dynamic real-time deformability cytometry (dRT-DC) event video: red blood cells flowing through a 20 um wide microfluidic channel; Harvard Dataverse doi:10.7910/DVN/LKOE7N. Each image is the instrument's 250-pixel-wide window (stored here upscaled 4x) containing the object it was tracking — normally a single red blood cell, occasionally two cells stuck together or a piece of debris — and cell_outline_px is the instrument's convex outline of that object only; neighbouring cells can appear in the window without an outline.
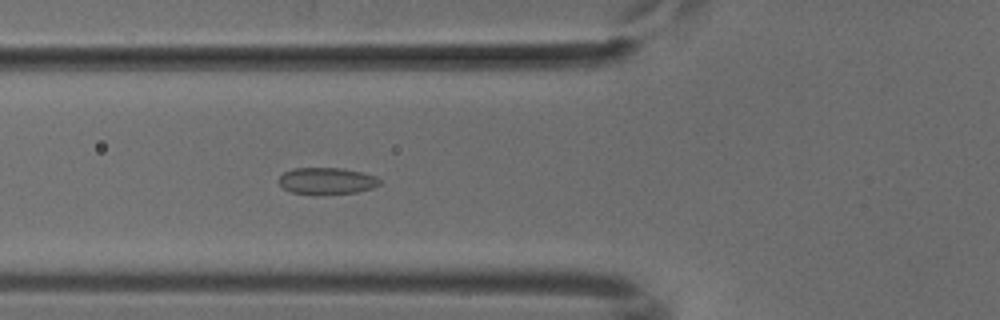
{"species": "common noctule bat (a hibernating species)", "species_latin": "Nyctalus noctula", "temperature_condition": "cold", "stored_images_in_passage": 48, "camera_frame_rate_fps": 3000, "um_per_image_px": 0.085, "animal": {"sex": "male", "body_mass_g": 18.8}, "frame": {"image": 1, "passage_image": 14, "time_ms": 4.333, "image_size_px": [1000, 320], "cell_outline_px": [[380, 184], [372, 188], [356, 192], [292, 192], [284, 188], [276, 180], [284, 172], [292, 168], [344, 168], [364, 172], [376, 176], [380, 180]], "centroid_in_image_um": [27.79, 15.32], "position_along_channel_um": 98.0, "area_um2": 15.2}}
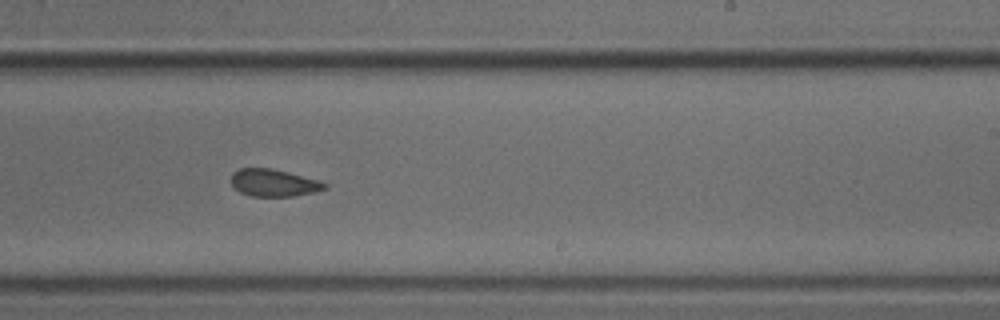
{"frame": {"image": 2, "passage_image": 27, "time_ms": 8.667, "image_size_px": [1000, 320], "cell_outline_px": [[328, 188], [312, 192], [292, 196], [252, 196], [240, 192], [232, 184], [232, 172], [240, 168], [272, 168], [288, 172], [316, 180], [328, 184]], "centroid_in_image_um": [23.25, 15.53], "position_along_channel_um": 265.8, "area_um2": 14.62}}
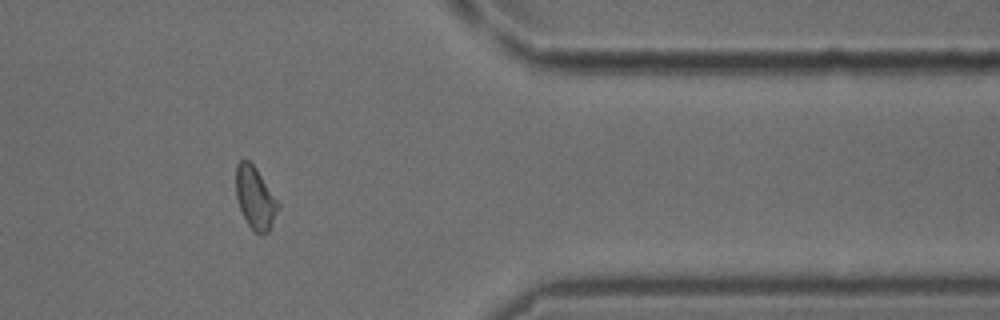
{"frame": {"image": 3, "passage_image": 38, "time_ms": 12.333, "image_size_px": [1000, 320], "cell_outline_px": [[280, 208], [268, 232], [260, 236], [248, 224], [240, 208], [236, 196], [236, 164], [240, 160], [248, 160], [256, 168], [280, 204]], "centroid_in_image_um": [21.7, 16.83], "position_along_channel_um": 389.7, "area_um2": 15.2}}